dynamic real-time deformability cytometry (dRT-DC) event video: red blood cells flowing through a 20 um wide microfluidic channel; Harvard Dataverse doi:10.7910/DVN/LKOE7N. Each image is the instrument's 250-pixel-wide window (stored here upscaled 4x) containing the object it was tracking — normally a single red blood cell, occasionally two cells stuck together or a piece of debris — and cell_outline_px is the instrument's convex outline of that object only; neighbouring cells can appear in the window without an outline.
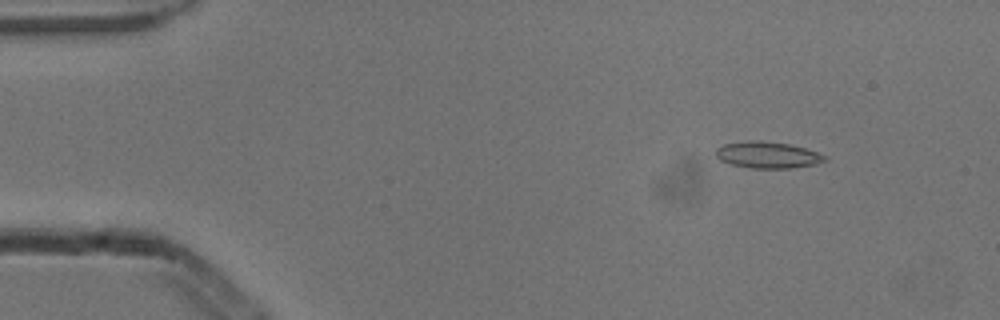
{"species": "common noctule bat (a hibernating species)", "species_latin": "Nyctalus noctula", "temperature_condition": "cold", "stored_images_in_passage": 7, "camera_frame_rate_fps": 3000, "um_per_image_px": 0.085, "animal": {"sex": "male", "body_mass_g": 13.3}, "frame": {"image": 1, "passage_image": 2, "time_ms": 0.333, "image_size_px": [1000, 320], "cell_outline_px": [[828, 160], [816, 164], [792, 168], [752, 168], [732, 164], [720, 160], [716, 156], [716, 148], [724, 144], [744, 140], [760, 140], [788, 144], [804, 148], [828, 156]], "centroid_in_image_um": [65.25, 13.16], "position_along_channel_um": 19.7, "area_um2": 16.88}}
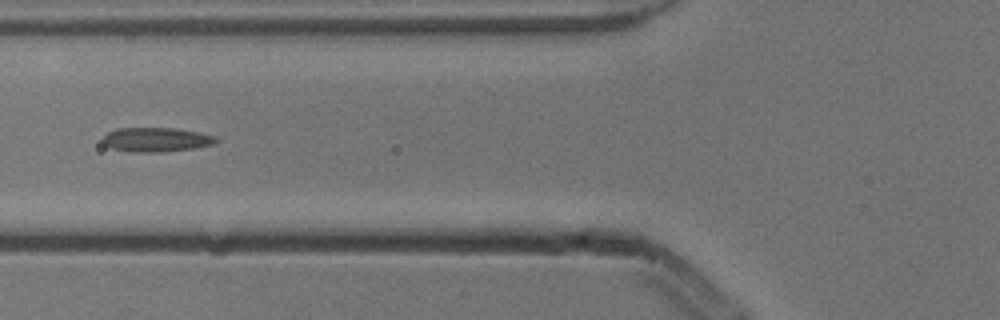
{"frame": {"image": 2, "passage_image": 6, "time_ms": 1.667, "image_size_px": [1000, 320], "cell_outline_px": [[216, 140], [212, 144], [192, 148], [160, 152], [128, 152], [112, 148], [104, 144], [104, 136], [108, 132], [116, 128], [172, 128], [196, 132], [216, 136]], "centroid_in_image_um": [13.22, 11.87], "position_along_channel_um": 112.6, "area_um2": 15.72}}
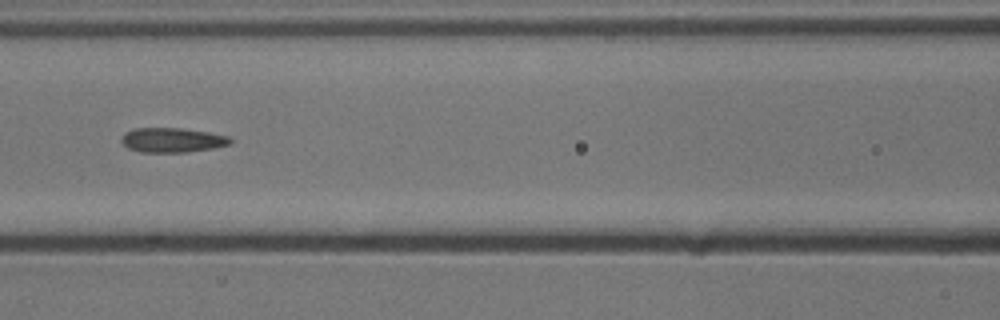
{"frame": {"image": 3, "passage_image": 7, "time_ms": 2.0, "image_size_px": [1000, 320], "cell_outline_px": [[232, 144], [212, 148], [188, 152], [140, 152], [128, 148], [120, 140], [124, 132], [136, 128], [180, 128], [208, 132], [228, 136], [232, 140]], "centroid_in_image_um": [14.63, 11.9], "position_along_channel_um": 152.0, "area_um2": 15.61}}